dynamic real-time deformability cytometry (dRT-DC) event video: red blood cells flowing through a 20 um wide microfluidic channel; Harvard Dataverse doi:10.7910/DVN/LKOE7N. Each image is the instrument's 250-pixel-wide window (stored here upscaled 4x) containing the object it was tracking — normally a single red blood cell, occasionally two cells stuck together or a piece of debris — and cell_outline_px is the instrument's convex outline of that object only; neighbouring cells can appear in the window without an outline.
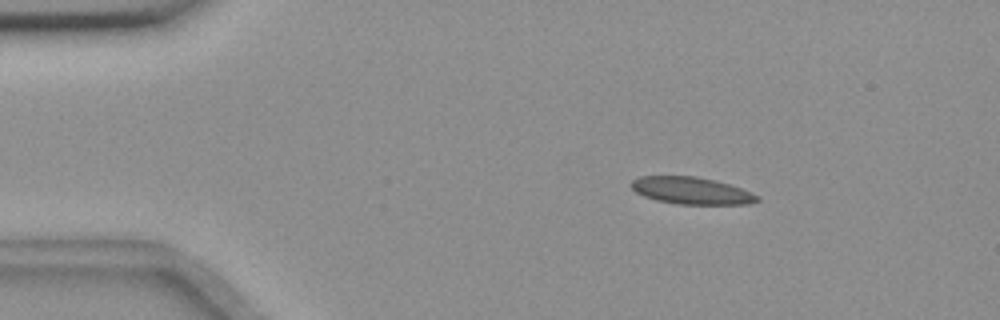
{"species": "common noctule bat (a hibernating species)", "species_latin": "Nyctalus noctula", "temperature_condition": "room temperature", "stored_images_in_passage": 55, "camera_frame_rate_fps": 3000, "um_per_image_px": 0.085, "animal": {"sex": "female", "body_mass_g": 18.4}, "frame": {"image": 1, "passage_image": 8, "time_ms": 2.333, "image_size_px": [1000, 320], "cell_outline_px": [[760, 200], [748, 204], [676, 204], [656, 200], [644, 196], [636, 192], [628, 184], [632, 180], [640, 176], [696, 176], [728, 184], [740, 188], [760, 196]], "centroid_in_image_um": [58.74, 16.21], "position_along_channel_um": 26.3, "area_um2": 19.83}}
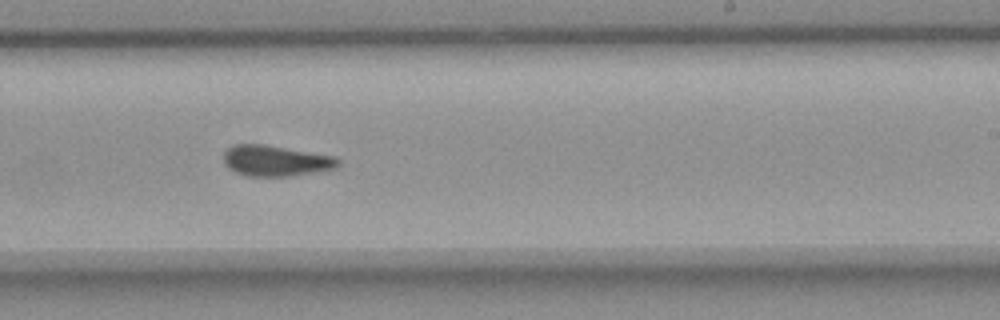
{"frame": {"image": 2, "passage_image": 33, "time_ms": 10.667, "image_size_px": [1000, 320], "cell_outline_px": [[340, 164], [336, 168], [292, 176], [244, 176], [228, 168], [224, 164], [224, 152], [232, 144], [264, 144], [336, 156], [340, 160]], "centroid_in_image_um": [23.43, 13.66], "position_along_channel_um": 265.6, "area_um2": 20.75}}
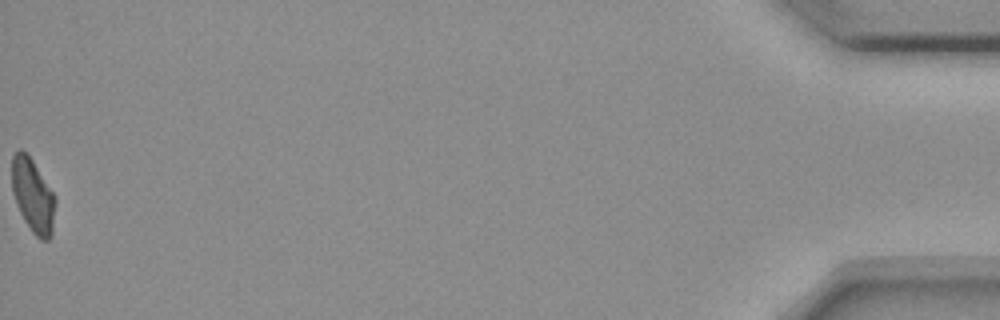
{"frame": {"image": 3, "passage_image": 55, "time_ms": 18.0, "image_size_px": [1000, 320], "cell_outline_px": [[56, 204], [52, 236], [48, 240], [40, 240], [32, 232], [24, 220], [20, 212], [12, 192], [12, 156], [20, 148], [32, 160], [52, 192], [56, 200]], "centroid_in_image_um": [2.8, 16.68], "position_along_channel_um": 432.4, "area_um2": 18.5}, "authors_computed_cell_mechanics": {"area_um2": 20.1722, "velocity_mm_per_s": 3.6489, "shape_relaxation_time_tau1_ms": null, "shape_relaxation_time_tau2_ms": 1.3998, "deformation_change_tau1": null, "deformation_change_tau2": 0.0831}}